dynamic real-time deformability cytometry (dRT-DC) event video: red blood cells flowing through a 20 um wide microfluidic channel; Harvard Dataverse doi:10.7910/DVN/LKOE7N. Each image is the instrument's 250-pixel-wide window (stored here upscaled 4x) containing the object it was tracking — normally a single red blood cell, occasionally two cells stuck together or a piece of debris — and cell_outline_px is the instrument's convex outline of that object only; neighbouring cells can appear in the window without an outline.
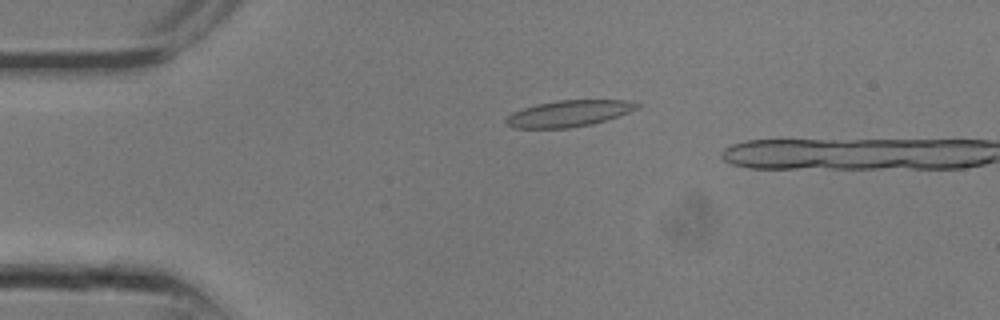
{"species": "common noctule bat (a hibernating species)", "species_latin": "Nyctalus noctula", "temperature_condition": "room temperature", "stored_images_in_passage": 7, "camera_frame_rate_fps": 3000, "um_per_image_px": 0.085, "animal": {"sex": "male", "body_mass_g": 13.3}, "frame": {"image": 1, "passage_image": 6, "time_ms": 1.667, "image_size_px": [1000, 320], "cell_outline_px": [[640, 108], [592, 124], [568, 128], [516, 128], [508, 124], [504, 120], [512, 112], [536, 104], [556, 100], [624, 100], [640, 104]], "centroid_in_image_um": [48.33, 9.64], "position_along_channel_um": 36.7, "area_um2": 19.88}}